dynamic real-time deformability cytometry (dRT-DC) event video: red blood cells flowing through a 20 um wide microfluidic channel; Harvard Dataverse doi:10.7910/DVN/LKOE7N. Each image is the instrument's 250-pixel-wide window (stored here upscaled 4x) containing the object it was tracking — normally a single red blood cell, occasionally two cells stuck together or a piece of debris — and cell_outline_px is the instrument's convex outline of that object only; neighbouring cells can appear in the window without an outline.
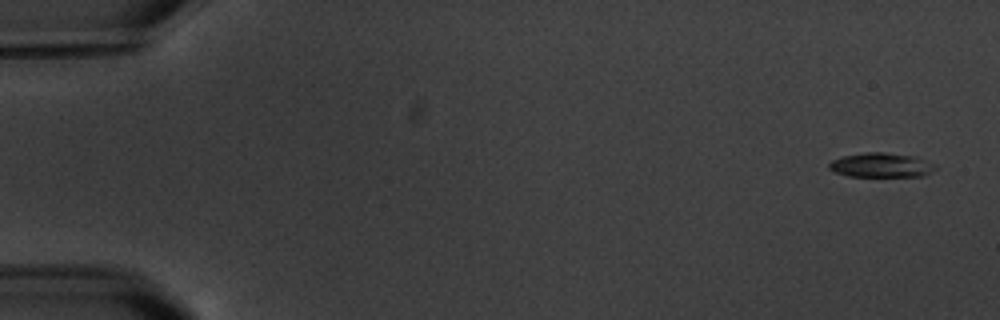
{"species": "common noctule bat (a hibernating species)", "species_latin": "Nyctalus noctula", "temperature_condition": "warm", "stored_images_in_passage": 6, "segment_of_instrument_passage": [1, 2], "camera_frame_rate_fps": 3000, "um_per_image_px": 0.085, "animal": {"sex": "male", "body_mass_g": 20.1, "forearm_length_mm": 53.5}, "frame": {"image": 1, "passage_image": 1, "time_ms": 0.0, "image_size_px": [1000, 320], "cell_outline_px": [[936, 168], [932, 172], [924, 176], [848, 176], [836, 172], [828, 168], [828, 164], [832, 160], [844, 156], [868, 152], [884, 152], [916, 156], [936, 164]], "centroid_in_image_um": [74.94, 14.03], "position_along_channel_um": 10.1, "area_um2": 15.14}}